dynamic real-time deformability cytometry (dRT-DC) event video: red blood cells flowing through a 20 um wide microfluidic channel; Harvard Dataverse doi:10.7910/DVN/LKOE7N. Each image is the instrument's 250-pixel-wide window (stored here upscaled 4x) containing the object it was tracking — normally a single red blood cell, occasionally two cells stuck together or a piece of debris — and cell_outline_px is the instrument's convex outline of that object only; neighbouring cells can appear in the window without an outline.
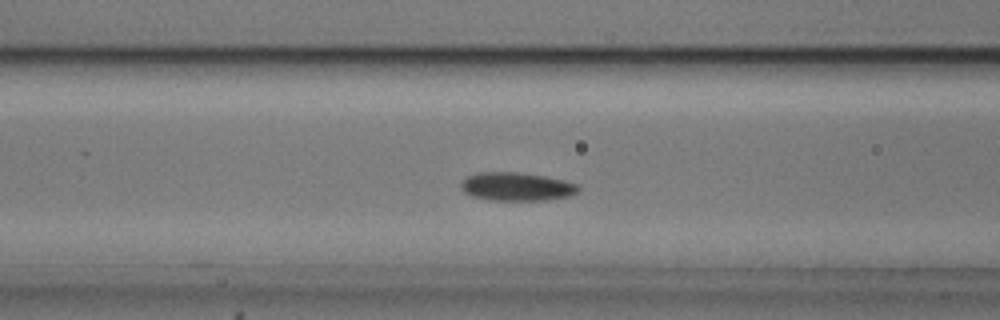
{"species": "common noctule bat (a hibernating species)", "species_latin": "Nyctalus noctula", "temperature_condition": "cold", "stored_images_in_passage": 45, "camera_frame_rate_fps": 3000, "um_per_image_px": 0.085, "animal": {"sex": "male", "body_mass_g": 20.5, "forearm_length_mm": 52.5}, "frame": {"image": 1, "passage_image": 12, "time_ms": 3.667, "image_size_px": [1000, 320], "cell_outline_px": [[580, 188], [576, 192], [568, 196], [544, 200], [488, 200], [472, 196], [464, 192], [460, 188], [460, 184], [468, 176], [480, 172], [520, 172], [544, 176], [564, 180], [576, 184]], "centroid_in_image_um": [43.88, 15.86], "position_along_channel_um": 122.7, "area_um2": 19.31}}
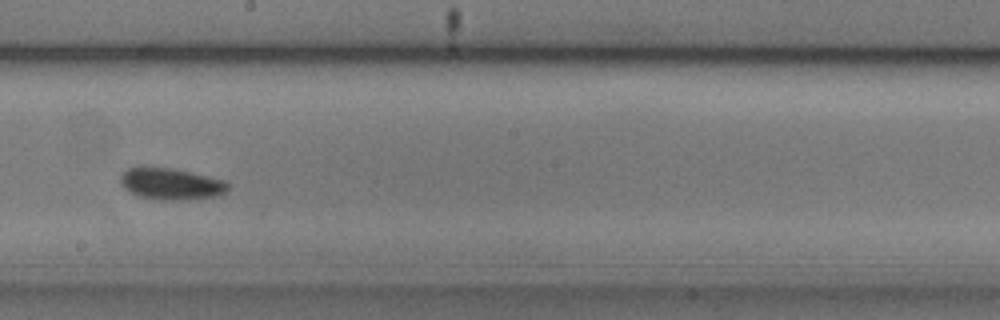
{"frame": {"image": 2, "passage_image": 21, "time_ms": 6.667, "image_size_px": [1000, 320], "cell_outline_px": [[232, 184], [220, 196], [188, 200], [152, 200], [136, 196], [128, 192], [120, 184], [120, 176], [128, 168], [140, 164], [144, 164], [172, 168], [224, 180]], "centroid_in_image_um": [14.47, 15.62], "position_along_channel_um": 233.7, "area_um2": 20.69}}
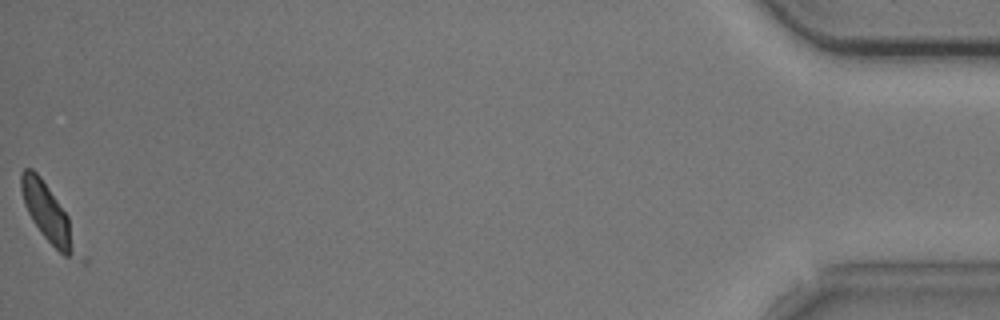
{"frame": {"image": 3, "passage_image": 45, "time_ms": 14.667, "image_size_px": [1000, 320], "cell_outline_px": [[88, 264], [84, 264], [64, 256], [40, 232], [32, 220], [24, 204], [20, 188], [20, 172], [24, 168], [32, 168], [40, 176], [68, 216], [88, 260]], "centroid_in_image_um": [4.25, 18.37], "position_along_channel_um": 430.9, "area_um2": 19.88}, "authors_computed_cell_mechanics": {"area_um2": 18.6694, "velocity_mm_per_s": 3.6972, "shape_relaxation_time_tau1_ms": 1.8849, "shape_relaxation_time_tau2_ms": null, "deformation_change_tau1": 0.098, "deformation_change_tau2": null}}